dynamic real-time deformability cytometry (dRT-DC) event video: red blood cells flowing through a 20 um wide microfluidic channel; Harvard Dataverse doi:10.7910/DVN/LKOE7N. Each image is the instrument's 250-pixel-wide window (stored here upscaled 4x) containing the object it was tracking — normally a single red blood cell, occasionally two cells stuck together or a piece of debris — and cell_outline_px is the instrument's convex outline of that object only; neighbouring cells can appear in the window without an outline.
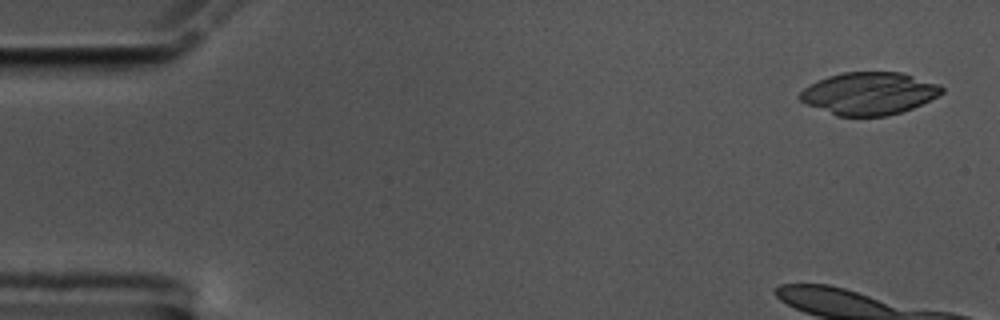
{"species": "common noctule bat (a hibernating species)", "species_latin": "Nyctalus noctula", "temperature_condition": "cold", "stored_images_in_passage": 10, "camera_frame_rate_fps": 3000, "um_per_image_px": 0.085, "animal": {"sex": "male", "body_mass_g": 17.5, "forearm_length_mm": 52.3}, "frame": {"image": 1, "passage_image": 2, "time_ms": 0.333, "image_size_px": [1000, 320], "cell_outline_px": [[944, 92], [912, 108], [888, 116], [836, 116], [804, 104], [796, 96], [808, 84], [816, 80], [840, 72], [900, 72], [940, 84], [944, 88]], "centroid_in_image_um": [73.8, 7.94], "position_along_channel_um": 11.2, "area_um2": 35.37}}